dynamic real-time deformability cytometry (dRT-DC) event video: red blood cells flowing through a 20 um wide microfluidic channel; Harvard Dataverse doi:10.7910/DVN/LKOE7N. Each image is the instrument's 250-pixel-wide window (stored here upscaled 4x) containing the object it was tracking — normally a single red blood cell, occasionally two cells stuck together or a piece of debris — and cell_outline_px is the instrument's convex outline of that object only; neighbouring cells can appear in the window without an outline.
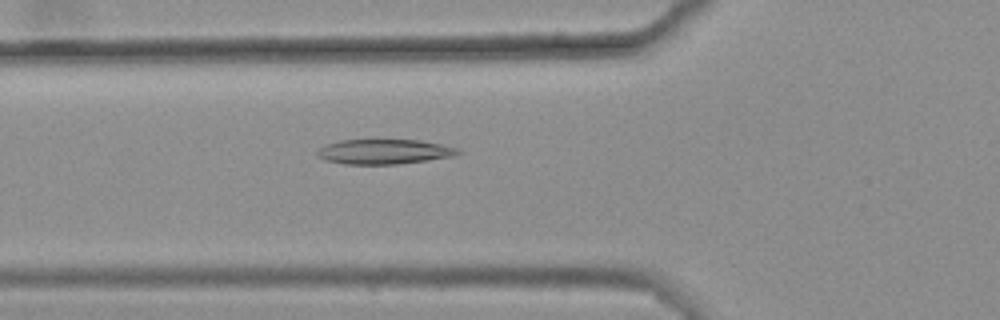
{"species": "common noctule bat (a hibernating species)", "species_latin": "Nyctalus noctula", "temperature_condition": "warm", "stored_images_in_passage": 39, "camera_frame_rate_fps": 3000, "um_per_image_px": 0.085, "animal": {"sex": "female", "body_mass_g": 25.1}, "frame": {"image": 1, "passage_image": 9, "time_ms": 2.667, "image_size_px": [1000, 320], "cell_outline_px": [[460, 152], [456, 156], [428, 160], [396, 164], [344, 164], [324, 160], [316, 152], [320, 148], [328, 144], [340, 140], [420, 140], [440, 144], [456, 148]], "centroid_in_image_um": [32.66, 12.89], "position_along_channel_um": 93.1, "area_um2": 20.17}}
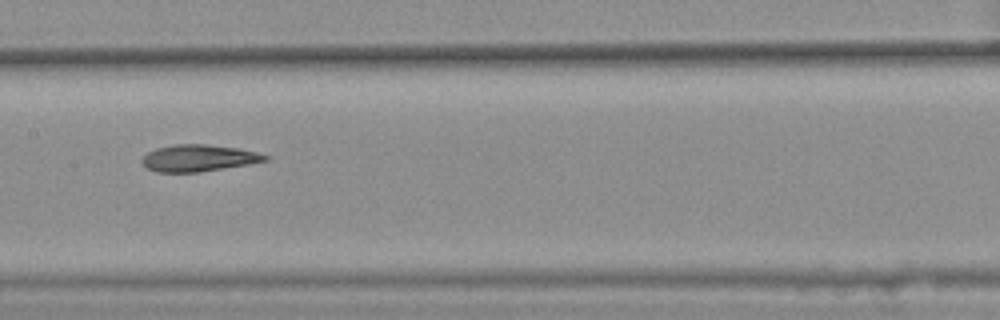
{"frame": {"image": 2, "passage_image": 17, "time_ms": 5.333, "image_size_px": [1000, 320], "cell_outline_px": [[268, 160], [248, 164], [200, 172], [156, 172], [148, 168], [140, 160], [148, 152], [156, 148], [176, 144], [204, 144], [240, 148], [256, 152], [268, 156]], "centroid_in_image_um": [16.87, 13.43], "position_along_channel_um": 190.5, "area_um2": 19.07}}
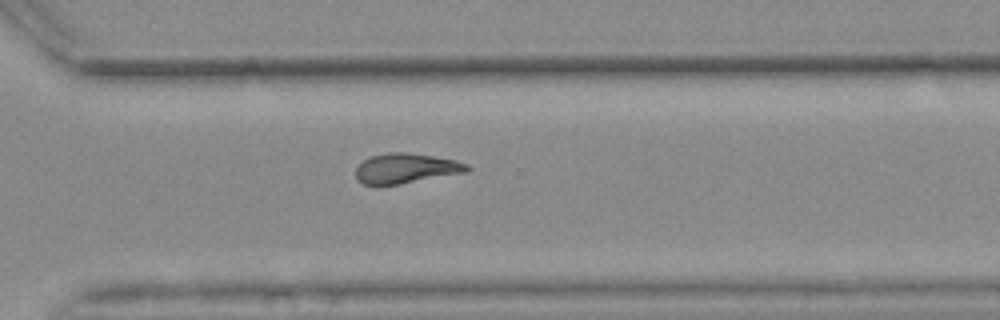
{"frame": {"image": 3, "passage_image": 29, "time_ms": 9.333, "image_size_px": [1000, 320], "cell_outline_px": [[472, 168], [468, 172], [400, 184], [364, 184], [356, 180], [356, 168], [364, 160], [372, 156], [388, 152], [408, 152], [456, 160], [468, 164]], "centroid_in_image_um": [34.55, 14.3], "position_along_channel_um": 336.1, "area_um2": 19.42}, "authors_computed_cell_mechanics": {"area_um2": 19.4786, "velocity_mm_per_s": 3.6446, "shape_relaxation_time_tau1_ms": null, "shape_relaxation_time_tau2_ms": 4.1025, "deformation_change_tau1": null, "deformation_change_tau2": 0.1252}}